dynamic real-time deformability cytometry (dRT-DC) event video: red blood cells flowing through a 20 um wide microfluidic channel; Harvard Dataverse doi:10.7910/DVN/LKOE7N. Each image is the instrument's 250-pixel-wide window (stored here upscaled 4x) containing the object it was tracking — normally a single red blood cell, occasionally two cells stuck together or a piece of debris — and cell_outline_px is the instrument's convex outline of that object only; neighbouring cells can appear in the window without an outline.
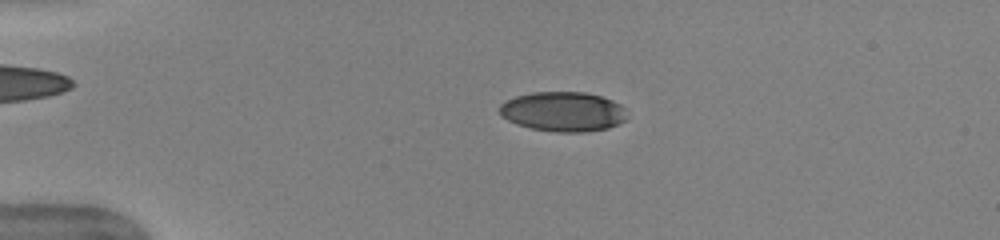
{"species": "human", "species_latin": "Homo sapiens", "temperature_condition": "warm", "stored_images_in_passage": 52, "camera_frame_rate_fps": 3000, "um_per_image_px": 0.085, "donor": {"sex": "female"}, "frame": {"image": 1, "passage_image": 13, "time_ms": 4.0, "image_size_px": [1000, 240], "cell_outline_px": [[624, 120], [608, 128], [584, 132], [556, 132], [532, 128], [516, 124], [500, 116], [500, 104], [504, 100], [516, 96], [532, 92], [584, 92], [600, 96], [612, 100], [620, 104], [624, 108]], "centroid_in_image_um": [47.81, 9.48], "position_along_channel_um": 37.2, "area_um2": 29.36}}
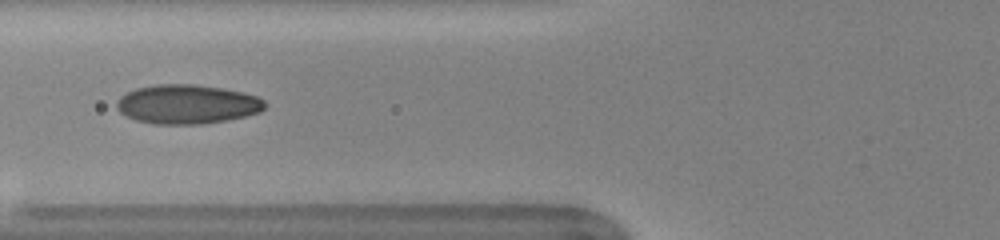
{"frame": {"image": 2, "passage_image": 22, "time_ms": 7.0, "image_size_px": [1000, 240], "cell_outline_px": [[264, 108], [260, 112], [228, 120], [200, 124], [152, 124], [136, 120], [120, 112], [116, 108], [116, 104], [120, 96], [136, 88], [156, 84], [192, 84], [220, 88], [244, 92], [256, 96], [264, 100]], "centroid_in_image_um": [15.89, 8.86], "position_along_channel_um": 109.9, "area_um2": 33.76}}
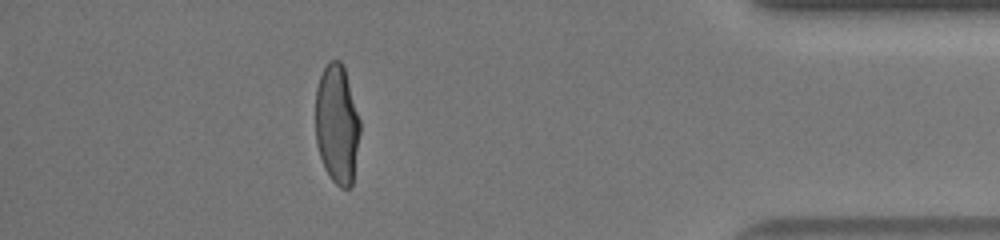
{"frame": {"image": 3, "passage_image": 47, "time_ms": 15.333, "image_size_px": [1000, 240], "cell_outline_px": [[360, 132], [352, 188], [340, 188], [332, 180], [324, 168], [316, 144], [316, 88], [320, 76], [328, 60], [340, 60], [344, 64], [360, 120]], "centroid_in_image_um": [28.65, 10.56], "position_along_channel_um": 406.5, "area_um2": 31.33}, "authors_computed_cell_mechanics": {"area_um2": 31.5588, "velocity_mm_per_s": 4.0015, "shape_relaxation_time_tau1_ms": 4.9988, "shape_relaxation_time_tau2_ms": 0.7501, "deformation_change_tau1": 0.2051, "deformation_change_tau2": 0.055}}